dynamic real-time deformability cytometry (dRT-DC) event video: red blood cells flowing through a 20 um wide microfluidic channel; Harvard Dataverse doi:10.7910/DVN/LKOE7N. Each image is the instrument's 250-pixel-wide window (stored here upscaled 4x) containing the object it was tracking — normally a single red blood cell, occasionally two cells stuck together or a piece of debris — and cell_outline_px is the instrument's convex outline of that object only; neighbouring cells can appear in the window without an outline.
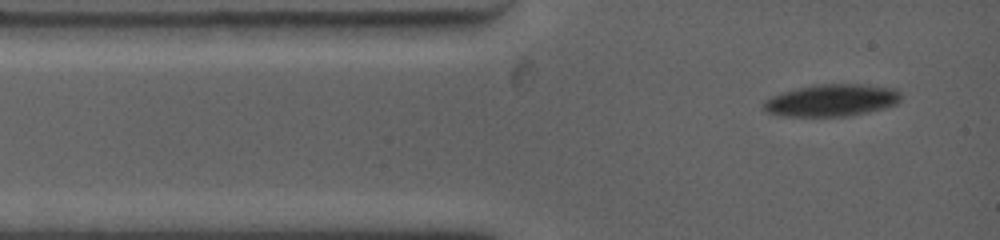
{"species": "common noctule bat (a hibernating species)", "species_latin": "Nyctalus noctula", "temperature_condition": "warm", "stored_images_in_passage": 3, "camera_frame_rate_fps": 4500, "um_per_image_px": 0.085, "animal": {"sex": "female", "body_mass_g": 19.0, "forearm_length_mm": 53.3}, "frame": {"image": 1, "passage_image": 1, "time_ms": 0.0, "image_size_px": [1000, 240], "cell_outline_px": [[900, 100], [896, 104], [884, 108], [868, 112], [848, 116], [780, 116], [768, 112], [764, 108], [764, 100], [772, 96], [796, 88], [816, 84], [860, 84], [896, 88], [900, 92]], "centroid_in_image_um": [70.71, 8.52], "position_along_channel_um": 14.3, "area_um2": 25.66}}
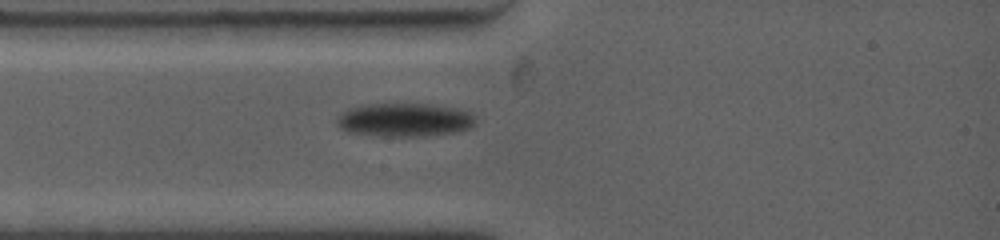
{"frame": {"image": 2, "passage_image": 3, "time_ms": 1.778, "image_size_px": [1000, 240], "cell_outline_px": [[476, 124], [468, 128], [456, 132], [424, 136], [384, 136], [348, 132], [340, 128], [336, 124], [336, 116], [340, 112], [348, 108], [364, 104], [428, 104], [456, 108], [468, 112], [476, 116]], "centroid_in_image_um": [34.35, 10.18], "position_along_channel_um": 50.7, "area_um2": 27.28}}